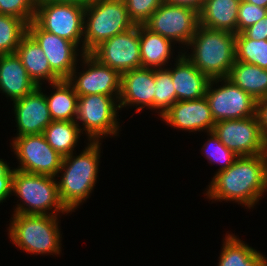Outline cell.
<instances>
[{
  "label": "cell",
  "mask_w": 267,
  "mask_h": 266,
  "mask_svg": "<svg viewBox=\"0 0 267 266\" xmlns=\"http://www.w3.org/2000/svg\"><path fill=\"white\" fill-rule=\"evenodd\" d=\"M206 196L215 201H234L253 208L267 191V152L238 156L227 169L216 172Z\"/></svg>",
  "instance_id": "obj_1"
},
{
  "label": "cell",
  "mask_w": 267,
  "mask_h": 266,
  "mask_svg": "<svg viewBox=\"0 0 267 266\" xmlns=\"http://www.w3.org/2000/svg\"><path fill=\"white\" fill-rule=\"evenodd\" d=\"M89 143L79 155L74 156L72 153L63 157L59 170L61 181H57L58 194L69 212L89 198L97 181L101 143Z\"/></svg>",
  "instance_id": "obj_2"
},
{
  "label": "cell",
  "mask_w": 267,
  "mask_h": 266,
  "mask_svg": "<svg viewBox=\"0 0 267 266\" xmlns=\"http://www.w3.org/2000/svg\"><path fill=\"white\" fill-rule=\"evenodd\" d=\"M235 37V33L199 25L188 44L191 55L184 54L210 80L228 77L236 61Z\"/></svg>",
  "instance_id": "obj_3"
},
{
  "label": "cell",
  "mask_w": 267,
  "mask_h": 266,
  "mask_svg": "<svg viewBox=\"0 0 267 266\" xmlns=\"http://www.w3.org/2000/svg\"><path fill=\"white\" fill-rule=\"evenodd\" d=\"M9 238L21 250L31 254H60L61 231L57 215L13 213Z\"/></svg>",
  "instance_id": "obj_4"
},
{
  "label": "cell",
  "mask_w": 267,
  "mask_h": 266,
  "mask_svg": "<svg viewBox=\"0 0 267 266\" xmlns=\"http://www.w3.org/2000/svg\"><path fill=\"white\" fill-rule=\"evenodd\" d=\"M12 192L22 200V204H17L15 213L57 216V212L70 213L60 201L55 177L14 168Z\"/></svg>",
  "instance_id": "obj_5"
},
{
  "label": "cell",
  "mask_w": 267,
  "mask_h": 266,
  "mask_svg": "<svg viewBox=\"0 0 267 266\" xmlns=\"http://www.w3.org/2000/svg\"><path fill=\"white\" fill-rule=\"evenodd\" d=\"M134 25L124 0H92L84 12V53Z\"/></svg>",
  "instance_id": "obj_6"
},
{
  "label": "cell",
  "mask_w": 267,
  "mask_h": 266,
  "mask_svg": "<svg viewBox=\"0 0 267 266\" xmlns=\"http://www.w3.org/2000/svg\"><path fill=\"white\" fill-rule=\"evenodd\" d=\"M116 97V98H115ZM119 96H106L91 94L79 96L77 101V113L75 122L82 123L81 133L85 131L88 141H101L108 135L117 136L119 133V122L117 121V110L120 109Z\"/></svg>",
  "instance_id": "obj_7"
},
{
  "label": "cell",
  "mask_w": 267,
  "mask_h": 266,
  "mask_svg": "<svg viewBox=\"0 0 267 266\" xmlns=\"http://www.w3.org/2000/svg\"><path fill=\"white\" fill-rule=\"evenodd\" d=\"M84 12L85 6L76 3H37L34 21L43 30L67 39L77 46L82 42L80 53H84Z\"/></svg>",
  "instance_id": "obj_8"
},
{
  "label": "cell",
  "mask_w": 267,
  "mask_h": 266,
  "mask_svg": "<svg viewBox=\"0 0 267 266\" xmlns=\"http://www.w3.org/2000/svg\"><path fill=\"white\" fill-rule=\"evenodd\" d=\"M222 86L213 88L214 83ZM205 98L212 117L216 122L229 119H243L256 115V100L235 85L227 77L211 79L206 89Z\"/></svg>",
  "instance_id": "obj_9"
},
{
  "label": "cell",
  "mask_w": 267,
  "mask_h": 266,
  "mask_svg": "<svg viewBox=\"0 0 267 266\" xmlns=\"http://www.w3.org/2000/svg\"><path fill=\"white\" fill-rule=\"evenodd\" d=\"M11 145L21 164L17 170L59 177L63 156L48 144L43 134L16 136Z\"/></svg>",
  "instance_id": "obj_10"
},
{
  "label": "cell",
  "mask_w": 267,
  "mask_h": 266,
  "mask_svg": "<svg viewBox=\"0 0 267 266\" xmlns=\"http://www.w3.org/2000/svg\"><path fill=\"white\" fill-rule=\"evenodd\" d=\"M213 132L237 156L259 155L267 152L257 115L229 119L214 124Z\"/></svg>",
  "instance_id": "obj_11"
},
{
  "label": "cell",
  "mask_w": 267,
  "mask_h": 266,
  "mask_svg": "<svg viewBox=\"0 0 267 266\" xmlns=\"http://www.w3.org/2000/svg\"><path fill=\"white\" fill-rule=\"evenodd\" d=\"M143 25L151 32L187 47L199 26V13L163 2Z\"/></svg>",
  "instance_id": "obj_12"
},
{
  "label": "cell",
  "mask_w": 267,
  "mask_h": 266,
  "mask_svg": "<svg viewBox=\"0 0 267 266\" xmlns=\"http://www.w3.org/2000/svg\"><path fill=\"white\" fill-rule=\"evenodd\" d=\"M90 54L120 74L141 68L139 25L102 42Z\"/></svg>",
  "instance_id": "obj_13"
},
{
  "label": "cell",
  "mask_w": 267,
  "mask_h": 266,
  "mask_svg": "<svg viewBox=\"0 0 267 266\" xmlns=\"http://www.w3.org/2000/svg\"><path fill=\"white\" fill-rule=\"evenodd\" d=\"M80 56L83 57V66H87L86 70L76 74L77 69L75 68L67 78L77 95L119 96L121 74L117 70L101 64L90 53H82Z\"/></svg>",
  "instance_id": "obj_14"
},
{
  "label": "cell",
  "mask_w": 267,
  "mask_h": 266,
  "mask_svg": "<svg viewBox=\"0 0 267 266\" xmlns=\"http://www.w3.org/2000/svg\"><path fill=\"white\" fill-rule=\"evenodd\" d=\"M27 33L45 53L51 70L60 78L67 79L76 68L78 46L71 41L43 30L34 20L28 23Z\"/></svg>",
  "instance_id": "obj_15"
},
{
  "label": "cell",
  "mask_w": 267,
  "mask_h": 266,
  "mask_svg": "<svg viewBox=\"0 0 267 266\" xmlns=\"http://www.w3.org/2000/svg\"><path fill=\"white\" fill-rule=\"evenodd\" d=\"M155 69L136 68L121 74L118 103L120 110L126 106H136V112L144 107L154 108Z\"/></svg>",
  "instance_id": "obj_16"
},
{
  "label": "cell",
  "mask_w": 267,
  "mask_h": 266,
  "mask_svg": "<svg viewBox=\"0 0 267 266\" xmlns=\"http://www.w3.org/2000/svg\"><path fill=\"white\" fill-rule=\"evenodd\" d=\"M41 89V86L36 87L22 99L13 102L17 136L42 134L52 122L45 93Z\"/></svg>",
  "instance_id": "obj_17"
},
{
  "label": "cell",
  "mask_w": 267,
  "mask_h": 266,
  "mask_svg": "<svg viewBox=\"0 0 267 266\" xmlns=\"http://www.w3.org/2000/svg\"><path fill=\"white\" fill-rule=\"evenodd\" d=\"M171 127L187 131H213L215 121L205 97L177 101L162 116Z\"/></svg>",
  "instance_id": "obj_18"
},
{
  "label": "cell",
  "mask_w": 267,
  "mask_h": 266,
  "mask_svg": "<svg viewBox=\"0 0 267 266\" xmlns=\"http://www.w3.org/2000/svg\"><path fill=\"white\" fill-rule=\"evenodd\" d=\"M178 54L171 72L177 101L196 100L205 97L210 79L204 75L184 53ZM172 69V70H171Z\"/></svg>",
  "instance_id": "obj_19"
},
{
  "label": "cell",
  "mask_w": 267,
  "mask_h": 266,
  "mask_svg": "<svg viewBox=\"0 0 267 266\" xmlns=\"http://www.w3.org/2000/svg\"><path fill=\"white\" fill-rule=\"evenodd\" d=\"M36 87L16 53L0 55V91L2 93L14 102L31 93Z\"/></svg>",
  "instance_id": "obj_20"
},
{
  "label": "cell",
  "mask_w": 267,
  "mask_h": 266,
  "mask_svg": "<svg viewBox=\"0 0 267 266\" xmlns=\"http://www.w3.org/2000/svg\"><path fill=\"white\" fill-rule=\"evenodd\" d=\"M16 54L37 87L42 86L41 80H46L49 84L61 80L51 70L49 61L39 44L28 33L21 39Z\"/></svg>",
  "instance_id": "obj_21"
},
{
  "label": "cell",
  "mask_w": 267,
  "mask_h": 266,
  "mask_svg": "<svg viewBox=\"0 0 267 266\" xmlns=\"http://www.w3.org/2000/svg\"><path fill=\"white\" fill-rule=\"evenodd\" d=\"M240 0H204L199 25L237 34Z\"/></svg>",
  "instance_id": "obj_22"
},
{
  "label": "cell",
  "mask_w": 267,
  "mask_h": 266,
  "mask_svg": "<svg viewBox=\"0 0 267 266\" xmlns=\"http://www.w3.org/2000/svg\"><path fill=\"white\" fill-rule=\"evenodd\" d=\"M139 41L142 67L165 69L164 66L173 53L171 44L174 43L160 34L151 32L144 25H139Z\"/></svg>",
  "instance_id": "obj_23"
},
{
  "label": "cell",
  "mask_w": 267,
  "mask_h": 266,
  "mask_svg": "<svg viewBox=\"0 0 267 266\" xmlns=\"http://www.w3.org/2000/svg\"><path fill=\"white\" fill-rule=\"evenodd\" d=\"M227 78L256 101L267 97V69L235 61Z\"/></svg>",
  "instance_id": "obj_24"
},
{
  "label": "cell",
  "mask_w": 267,
  "mask_h": 266,
  "mask_svg": "<svg viewBox=\"0 0 267 266\" xmlns=\"http://www.w3.org/2000/svg\"><path fill=\"white\" fill-rule=\"evenodd\" d=\"M50 85L54 92L49 96L45 94V99L52 121H74L79 96L73 86L67 79H61Z\"/></svg>",
  "instance_id": "obj_25"
},
{
  "label": "cell",
  "mask_w": 267,
  "mask_h": 266,
  "mask_svg": "<svg viewBox=\"0 0 267 266\" xmlns=\"http://www.w3.org/2000/svg\"><path fill=\"white\" fill-rule=\"evenodd\" d=\"M218 266H267V258L233 234H226Z\"/></svg>",
  "instance_id": "obj_26"
},
{
  "label": "cell",
  "mask_w": 267,
  "mask_h": 266,
  "mask_svg": "<svg viewBox=\"0 0 267 266\" xmlns=\"http://www.w3.org/2000/svg\"><path fill=\"white\" fill-rule=\"evenodd\" d=\"M81 126L75 121H52L43 131L48 144L61 156L74 154L78 139H80Z\"/></svg>",
  "instance_id": "obj_27"
},
{
  "label": "cell",
  "mask_w": 267,
  "mask_h": 266,
  "mask_svg": "<svg viewBox=\"0 0 267 266\" xmlns=\"http://www.w3.org/2000/svg\"><path fill=\"white\" fill-rule=\"evenodd\" d=\"M236 61L267 69V40H253L243 33L235 37Z\"/></svg>",
  "instance_id": "obj_28"
},
{
  "label": "cell",
  "mask_w": 267,
  "mask_h": 266,
  "mask_svg": "<svg viewBox=\"0 0 267 266\" xmlns=\"http://www.w3.org/2000/svg\"><path fill=\"white\" fill-rule=\"evenodd\" d=\"M23 19L0 14V55L16 53L21 39L27 34Z\"/></svg>",
  "instance_id": "obj_29"
},
{
  "label": "cell",
  "mask_w": 267,
  "mask_h": 266,
  "mask_svg": "<svg viewBox=\"0 0 267 266\" xmlns=\"http://www.w3.org/2000/svg\"><path fill=\"white\" fill-rule=\"evenodd\" d=\"M154 109H158L160 117L177 102L169 69H155Z\"/></svg>",
  "instance_id": "obj_30"
},
{
  "label": "cell",
  "mask_w": 267,
  "mask_h": 266,
  "mask_svg": "<svg viewBox=\"0 0 267 266\" xmlns=\"http://www.w3.org/2000/svg\"><path fill=\"white\" fill-rule=\"evenodd\" d=\"M210 138L207 140V142L203 145L204 155H206V158L209 163H220L221 167L218 169L217 172L223 171L227 168H229L237 159V155L229 150L216 136V134L211 131L208 132Z\"/></svg>",
  "instance_id": "obj_31"
},
{
  "label": "cell",
  "mask_w": 267,
  "mask_h": 266,
  "mask_svg": "<svg viewBox=\"0 0 267 266\" xmlns=\"http://www.w3.org/2000/svg\"><path fill=\"white\" fill-rule=\"evenodd\" d=\"M36 0H0V14L23 19L27 24L34 20Z\"/></svg>",
  "instance_id": "obj_32"
},
{
  "label": "cell",
  "mask_w": 267,
  "mask_h": 266,
  "mask_svg": "<svg viewBox=\"0 0 267 266\" xmlns=\"http://www.w3.org/2000/svg\"><path fill=\"white\" fill-rule=\"evenodd\" d=\"M129 19L135 25H143L163 0H124Z\"/></svg>",
  "instance_id": "obj_33"
},
{
  "label": "cell",
  "mask_w": 267,
  "mask_h": 266,
  "mask_svg": "<svg viewBox=\"0 0 267 266\" xmlns=\"http://www.w3.org/2000/svg\"><path fill=\"white\" fill-rule=\"evenodd\" d=\"M237 18V34L252 26L267 15V8H262L240 0Z\"/></svg>",
  "instance_id": "obj_34"
},
{
  "label": "cell",
  "mask_w": 267,
  "mask_h": 266,
  "mask_svg": "<svg viewBox=\"0 0 267 266\" xmlns=\"http://www.w3.org/2000/svg\"><path fill=\"white\" fill-rule=\"evenodd\" d=\"M14 175V169L8 166V164L0 159V203L12 195V180Z\"/></svg>",
  "instance_id": "obj_35"
},
{
  "label": "cell",
  "mask_w": 267,
  "mask_h": 266,
  "mask_svg": "<svg viewBox=\"0 0 267 266\" xmlns=\"http://www.w3.org/2000/svg\"><path fill=\"white\" fill-rule=\"evenodd\" d=\"M247 38L253 40H267V15L242 32Z\"/></svg>",
  "instance_id": "obj_36"
},
{
  "label": "cell",
  "mask_w": 267,
  "mask_h": 266,
  "mask_svg": "<svg viewBox=\"0 0 267 266\" xmlns=\"http://www.w3.org/2000/svg\"><path fill=\"white\" fill-rule=\"evenodd\" d=\"M256 115L263 137L267 142V97L256 101Z\"/></svg>",
  "instance_id": "obj_37"
},
{
  "label": "cell",
  "mask_w": 267,
  "mask_h": 266,
  "mask_svg": "<svg viewBox=\"0 0 267 266\" xmlns=\"http://www.w3.org/2000/svg\"><path fill=\"white\" fill-rule=\"evenodd\" d=\"M163 2L176 6L188 7L198 13H200L204 4V0H163Z\"/></svg>",
  "instance_id": "obj_38"
},
{
  "label": "cell",
  "mask_w": 267,
  "mask_h": 266,
  "mask_svg": "<svg viewBox=\"0 0 267 266\" xmlns=\"http://www.w3.org/2000/svg\"><path fill=\"white\" fill-rule=\"evenodd\" d=\"M92 0H36V3L43 2H65V3H76L82 6H87Z\"/></svg>",
  "instance_id": "obj_39"
},
{
  "label": "cell",
  "mask_w": 267,
  "mask_h": 266,
  "mask_svg": "<svg viewBox=\"0 0 267 266\" xmlns=\"http://www.w3.org/2000/svg\"><path fill=\"white\" fill-rule=\"evenodd\" d=\"M250 4L257 5L262 8H267V0H244Z\"/></svg>",
  "instance_id": "obj_40"
}]
</instances>
